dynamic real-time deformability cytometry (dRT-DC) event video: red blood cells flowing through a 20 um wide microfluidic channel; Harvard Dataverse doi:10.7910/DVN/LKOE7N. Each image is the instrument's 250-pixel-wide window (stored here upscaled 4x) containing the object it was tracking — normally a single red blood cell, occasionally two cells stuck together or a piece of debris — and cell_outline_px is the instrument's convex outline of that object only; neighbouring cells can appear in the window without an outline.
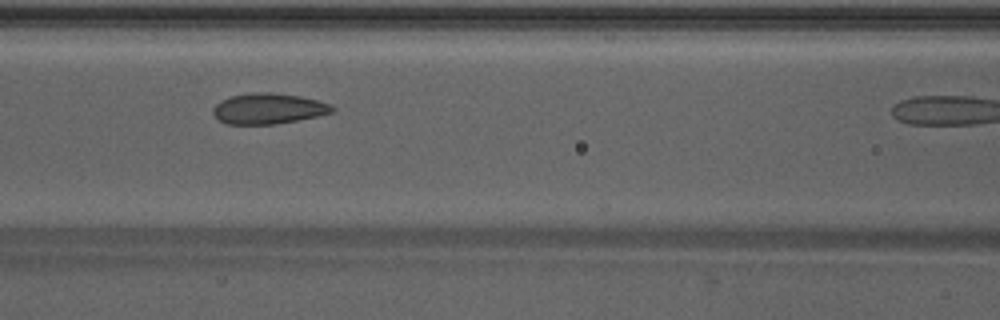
{"species": "Egyptian fruit bat (a non-hibernating species)", "species_latin": "Rousettus aegyptiacus", "temperature_condition": "warm", "stored_images_in_passage": 14, "camera_frame_rate_fps": 3000, "um_per_image_px": 0.085, "animal": {"sex": "male"}, "frame": {"image": 1, "passage_image": 8, "time_ms": 2.333, "image_size_px": [1000, 320], "cell_outline_px": [[336, 108], [332, 112], [316, 116], [276, 124], [228, 124], [220, 120], [212, 112], [212, 108], [220, 100], [232, 96], [248, 92], [268, 92], [300, 96], [332, 104]], "centroid_in_image_um": [22.8, 9.22], "position_along_channel_um": 143.8, "area_um2": 21.21}}
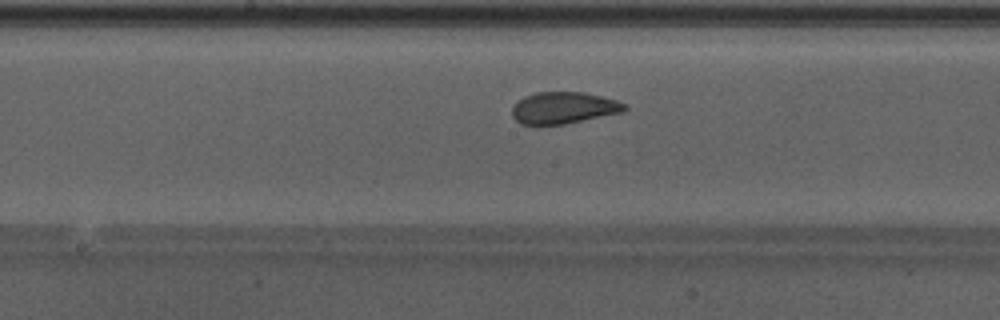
{"frame": {"image": 2, "passage_image": 12, "time_ms": 3.667, "image_size_px": [1000, 320], "cell_outline_px": [[628, 108], [620, 112], [564, 124], [520, 124], [512, 116], [512, 108], [524, 96], [536, 92], [584, 92], [616, 100], [628, 104]], "centroid_in_image_um": [47.9, 9.15], "position_along_channel_um": 200.3, "area_um2": 20.52}}